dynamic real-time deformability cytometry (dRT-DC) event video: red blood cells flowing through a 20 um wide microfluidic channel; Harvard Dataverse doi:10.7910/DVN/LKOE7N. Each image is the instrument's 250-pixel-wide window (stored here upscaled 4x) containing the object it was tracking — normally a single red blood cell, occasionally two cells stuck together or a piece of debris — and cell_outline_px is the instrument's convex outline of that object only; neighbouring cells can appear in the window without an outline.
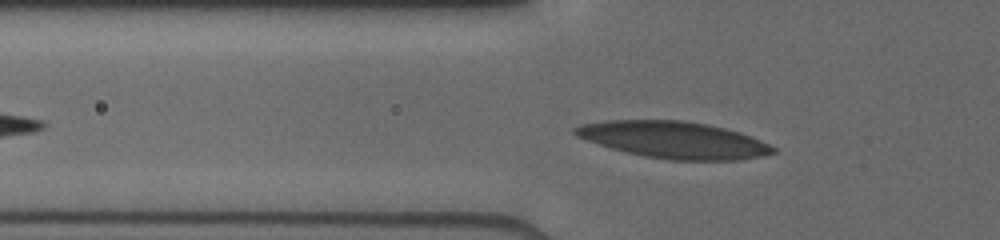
{"species": "human", "species_latin": "Homo sapiens", "temperature_condition": "cold", "stored_images_in_passage": 8, "camera_frame_rate_fps": 3000, "um_per_image_px": 0.085, "donor": {"sex": "male"}, "frame": {"image": 1, "passage_image": 6, "time_ms": 2.0, "image_size_px": [1000, 240], "cell_outline_px": [[776, 152], [764, 156], [736, 160], [668, 160], [644, 156], [612, 148], [576, 136], [572, 132], [572, 128], [580, 124], [608, 120], [680, 120], [704, 124], [724, 128], [760, 140], [776, 148]], "centroid_in_image_um": [57.25, 11.89], "position_along_channel_um": 68.6, "area_um2": 42.02}}